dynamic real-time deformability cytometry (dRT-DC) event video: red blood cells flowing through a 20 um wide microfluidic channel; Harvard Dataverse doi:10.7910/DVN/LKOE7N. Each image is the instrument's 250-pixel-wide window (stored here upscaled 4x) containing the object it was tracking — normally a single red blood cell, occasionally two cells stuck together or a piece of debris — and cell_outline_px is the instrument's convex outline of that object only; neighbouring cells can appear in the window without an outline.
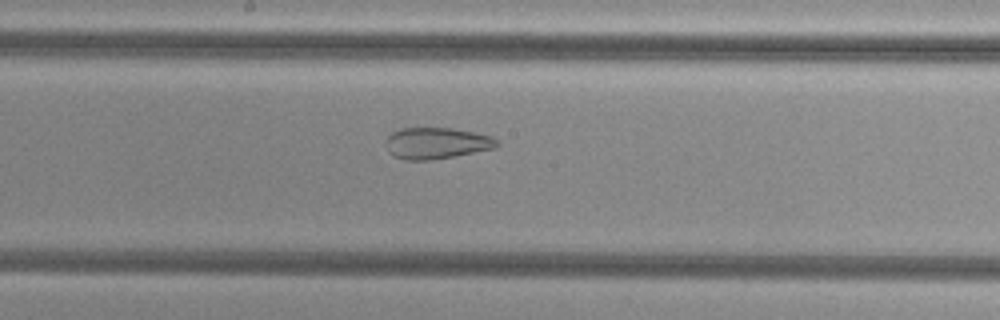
{"species": "common noctule bat (a hibernating species)", "species_latin": "Nyctalus noctula", "temperature_condition": "cold", "stored_images_in_passage": 38, "camera_frame_rate_fps": 3000, "um_per_image_px": 0.085, "animal": {"sex": "female", "body_mass_g": 29.2, "forearm_length_mm": 56.3}, "frame": {"image": 1, "passage_image": 13, "time_ms": 4.0, "image_size_px": [1000, 320], "cell_outline_px": [[500, 144], [496, 148], [432, 160], [404, 160], [392, 156], [388, 152], [384, 144], [388, 136], [392, 132], [400, 128], [452, 128], [476, 132], [492, 136], [500, 140]], "centroid_in_image_um": [37.11, 12.17], "position_along_channel_um": 211.1, "area_um2": 20.69}}
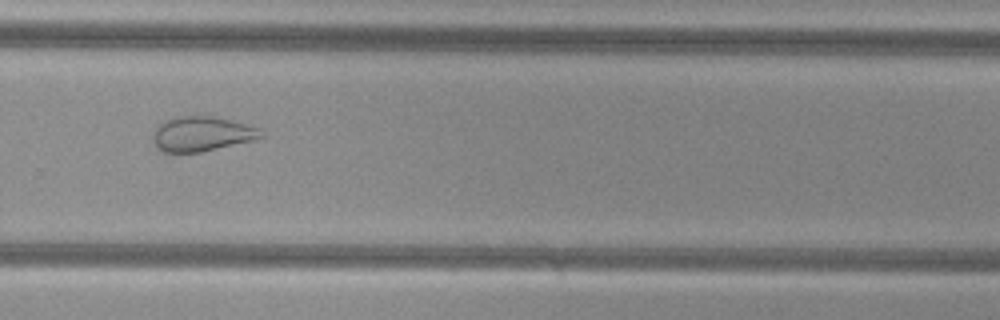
{"frame": {"image": 2, "passage_image": 21, "time_ms": 6.667, "image_size_px": [1000, 320], "cell_outline_px": [[264, 136], [256, 140], [200, 152], [164, 152], [156, 148], [152, 140], [152, 132], [156, 124], [164, 120], [176, 116], [216, 116], [232, 120], [256, 128], [264, 132]], "centroid_in_image_um": [17.1, 11.37], "position_along_channel_um": 312.7, "area_um2": 22.25}}
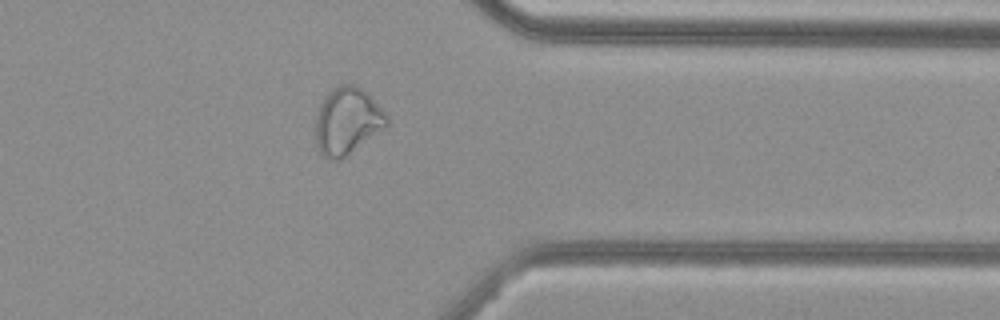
{"frame": {"image": 3, "passage_image": 27, "time_ms": 8.667, "image_size_px": [1000, 320], "cell_outline_px": [[388, 124], [384, 128], [340, 160], [332, 160], [324, 156], [320, 152], [316, 144], [316, 116], [320, 104], [328, 92], [336, 84], [352, 84], [360, 88], [388, 116]], "centroid_in_image_um": [29.48, 10.29], "position_along_channel_um": 381.9, "area_um2": 27.28}, "authors_computed_cell_mechanics": {"area_um2": 25.8366, "velocity_mm_per_s": 3.821, "shape_relaxation_time_tau1_ms": null, "shape_relaxation_time_tau2_ms": 1.3725, "deformation_change_tau1": null, "deformation_change_tau2": 0.0824}}